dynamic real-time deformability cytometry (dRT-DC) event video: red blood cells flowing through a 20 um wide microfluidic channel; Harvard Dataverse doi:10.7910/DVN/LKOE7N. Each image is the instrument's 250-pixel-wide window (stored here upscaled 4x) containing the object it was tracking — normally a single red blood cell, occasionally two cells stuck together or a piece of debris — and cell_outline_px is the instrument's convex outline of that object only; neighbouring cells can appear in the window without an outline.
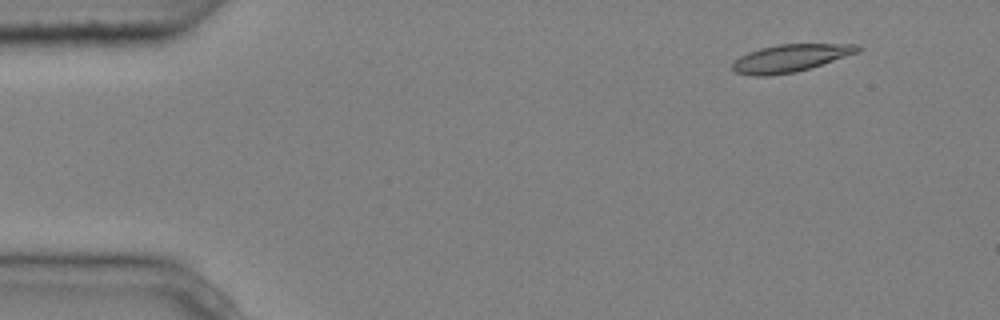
{"species": "common noctule bat (a hibernating species)", "species_latin": "Nyctalus noctula", "temperature_condition": "cold", "stored_images_in_passage": 5, "camera_frame_rate_fps": 3000, "um_per_image_px": 0.085, "animal": {"sex": "male", "body_mass_g": 20.4}, "frame": {"image": 1, "passage_image": 2, "time_ms": 0.333, "image_size_px": [1000, 320], "cell_outline_px": [[864, 48], [860, 52], [796, 72], [764, 76], [752, 76], [736, 72], [732, 68], [732, 64], [740, 56], [748, 52], [760, 48], [780, 44], [860, 44]], "centroid_in_image_um": [67.22, 4.93], "position_along_channel_um": 17.8, "area_um2": 20.06}}
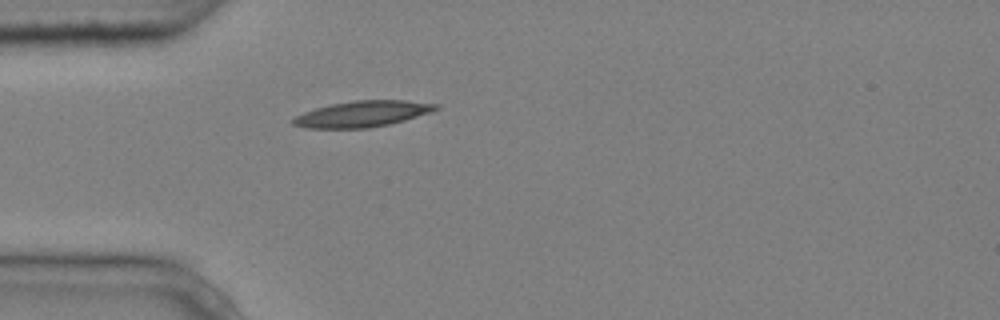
{"frame": {"image": 2, "passage_image": 5, "time_ms": 1.333, "image_size_px": [1000, 320], "cell_outline_px": [[440, 108], [432, 112], [404, 120], [388, 124], [368, 128], [308, 128], [292, 124], [292, 120], [296, 116], [304, 112], [316, 108], [332, 104], [356, 100], [404, 100], [440, 104]], "centroid_in_image_um": [30.85, 9.68], "position_along_channel_um": 54.2, "area_um2": 21.5}}